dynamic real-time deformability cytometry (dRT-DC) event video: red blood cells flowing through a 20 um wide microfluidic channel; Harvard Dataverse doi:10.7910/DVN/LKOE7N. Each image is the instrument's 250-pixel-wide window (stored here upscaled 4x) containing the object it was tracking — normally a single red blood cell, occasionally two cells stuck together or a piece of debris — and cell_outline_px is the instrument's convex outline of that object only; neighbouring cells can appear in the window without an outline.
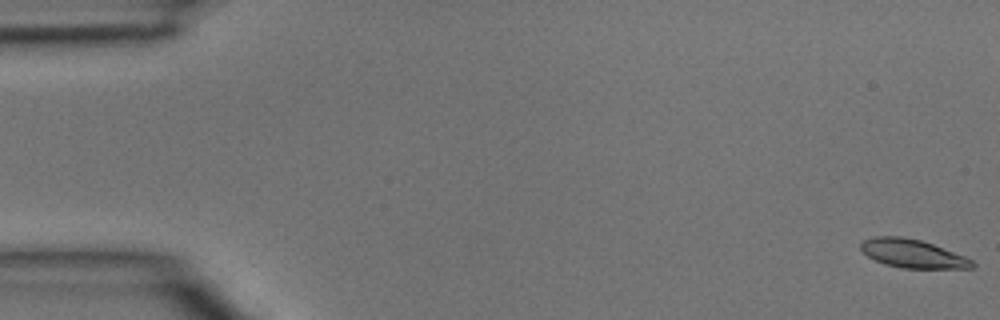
{"species": "common noctule bat (a hibernating species)", "species_latin": "Nyctalus noctula", "temperature_condition": "room temperature", "stored_images_in_passage": 10, "camera_frame_rate_fps": 3000, "um_per_image_px": 0.085, "animal": {"sex": "male", "body_mass_g": 15.6}, "frame": {"image": 1, "passage_image": 1, "time_ms": 0.0, "image_size_px": [1000, 320], "cell_outline_px": [[976, 264], [972, 268], [900, 268], [884, 264], [868, 256], [860, 248], [860, 240], [872, 236], [900, 236], [920, 240], [932, 244], [964, 256], [972, 260]], "centroid_in_image_um": [77.52, 21.55], "position_along_channel_um": 7.5, "area_um2": 18.44}}